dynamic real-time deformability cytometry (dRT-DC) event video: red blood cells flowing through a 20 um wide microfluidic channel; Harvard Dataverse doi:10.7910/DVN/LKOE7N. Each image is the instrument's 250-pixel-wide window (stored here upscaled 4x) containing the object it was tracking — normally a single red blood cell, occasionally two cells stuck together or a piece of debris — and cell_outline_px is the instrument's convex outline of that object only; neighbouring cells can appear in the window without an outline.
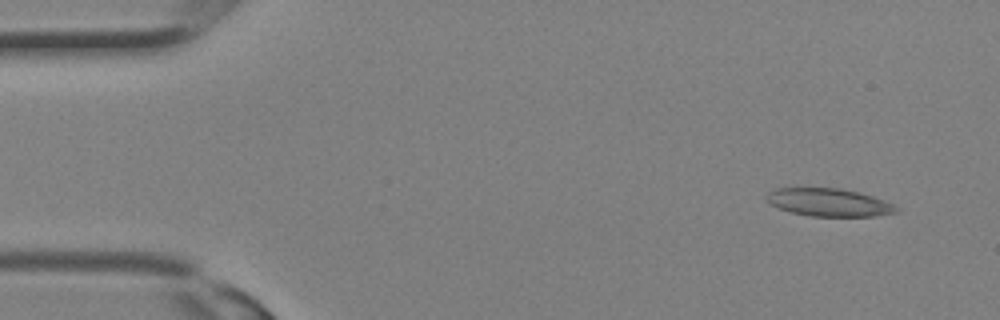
{"species": "Egyptian fruit bat (a non-hibernating species)", "species_latin": "Rousettus aegyptiacus", "temperature_condition": "room temperature", "stored_images_in_passage": 11, "camera_frame_rate_fps": 3000, "um_per_image_px": 0.085, "animal": {"sex": "female"}, "frame": {"image": 1, "passage_image": 2, "time_ms": 0.333, "image_size_px": [1000, 320], "cell_outline_px": [[900, 208], [896, 212], [876, 216], [812, 216], [792, 212], [780, 208], [764, 200], [764, 196], [768, 192], [776, 188], [840, 188], [872, 196], [884, 200]], "centroid_in_image_um": [70.43, 17.2], "position_along_channel_um": 14.6, "area_um2": 20.92}}
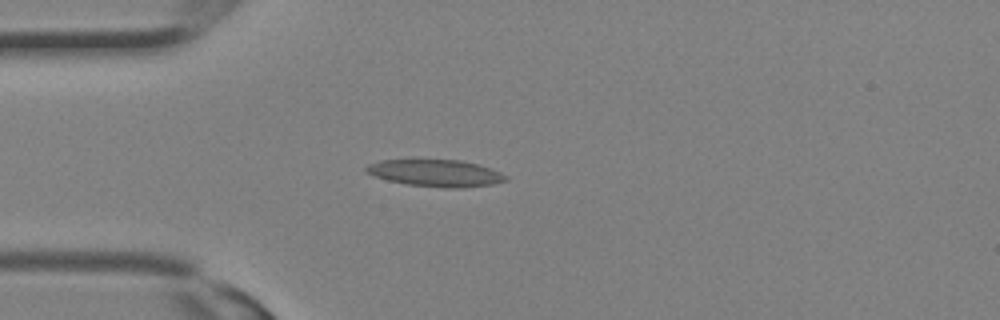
{"frame": {"image": 2, "passage_image": 8, "time_ms": 2.333, "image_size_px": [1000, 320], "cell_outline_px": [[508, 180], [492, 184], [460, 188], [448, 188], [408, 184], [388, 180], [364, 172], [364, 168], [368, 164], [380, 160], [460, 160], [480, 164], [500, 172], [508, 176]], "centroid_in_image_um": [37.05, 14.71], "position_along_channel_um": 48.0, "area_um2": 21.85}}
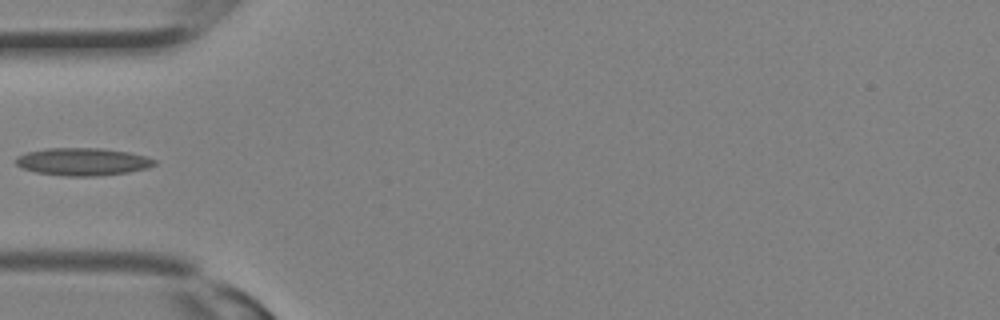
{"frame": {"image": 3, "passage_image": 10, "time_ms": 3.0, "image_size_px": [1000, 320], "cell_outline_px": [[156, 164], [148, 168], [128, 172], [96, 176], [64, 176], [36, 172], [24, 168], [16, 164], [16, 156], [24, 152], [44, 148], [100, 148], [128, 152], [144, 156], [156, 160]], "centroid_in_image_um": [7.01, 13.74], "position_along_channel_um": 78.0, "area_um2": 22.31}}